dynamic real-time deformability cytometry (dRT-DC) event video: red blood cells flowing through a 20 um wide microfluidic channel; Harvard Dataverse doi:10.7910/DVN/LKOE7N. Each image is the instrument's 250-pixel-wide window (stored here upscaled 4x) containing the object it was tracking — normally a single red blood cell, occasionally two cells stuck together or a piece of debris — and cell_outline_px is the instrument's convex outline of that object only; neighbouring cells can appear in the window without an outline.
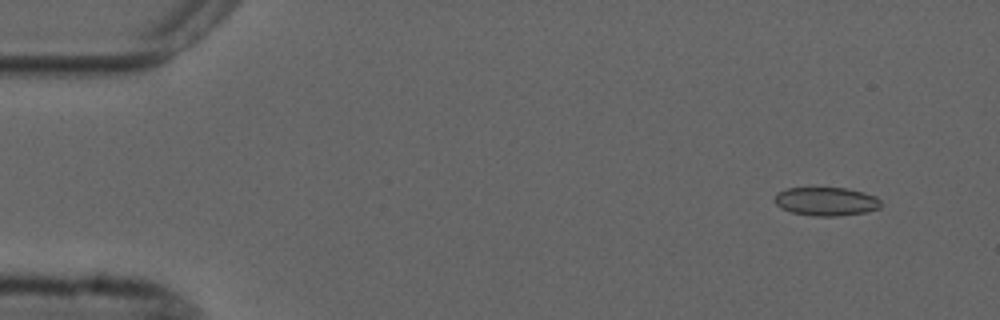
{"species": "common noctule bat (a hibernating species)", "species_latin": "Nyctalus noctula", "temperature_condition": "cold", "stored_images_in_passage": 5, "camera_frame_rate_fps": 3000, "um_per_image_px": 0.085, "animal": {"sex": "male", "forearm_length_mm": 52.5}, "frame": {"image": 1, "passage_image": 2, "time_ms": 1.333, "image_size_px": [1000, 320], "cell_outline_px": [[880, 208], [864, 212], [836, 216], [812, 216], [792, 212], [780, 208], [776, 204], [776, 192], [788, 188], [848, 188], [864, 192], [876, 196], [880, 200]], "centroid_in_image_um": [70.22, 17.12], "position_along_channel_um": 14.8, "area_um2": 17.63}}
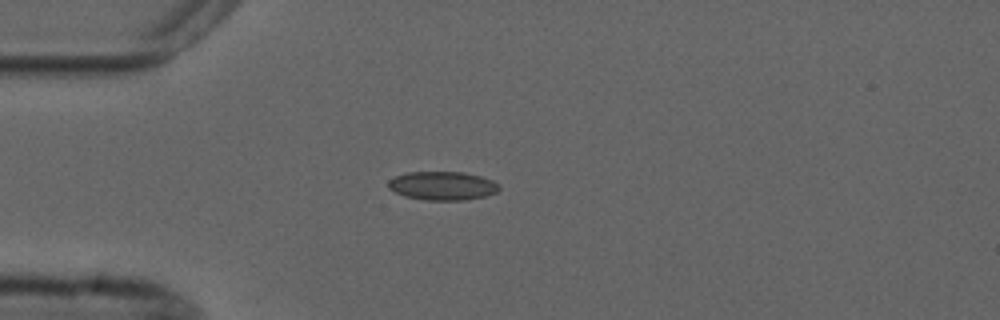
{"frame": {"image": 2, "passage_image": 5, "time_ms": 4.667, "image_size_px": [1000, 320], "cell_outline_px": [[500, 188], [496, 192], [484, 196], [464, 200], [424, 200], [404, 196], [388, 188], [388, 180], [396, 176], [408, 172], [464, 172], [480, 176], [492, 180], [500, 184]], "centroid_in_image_um": [37.61, 15.79], "position_along_channel_um": 47.4, "area_um2": 18.5}}